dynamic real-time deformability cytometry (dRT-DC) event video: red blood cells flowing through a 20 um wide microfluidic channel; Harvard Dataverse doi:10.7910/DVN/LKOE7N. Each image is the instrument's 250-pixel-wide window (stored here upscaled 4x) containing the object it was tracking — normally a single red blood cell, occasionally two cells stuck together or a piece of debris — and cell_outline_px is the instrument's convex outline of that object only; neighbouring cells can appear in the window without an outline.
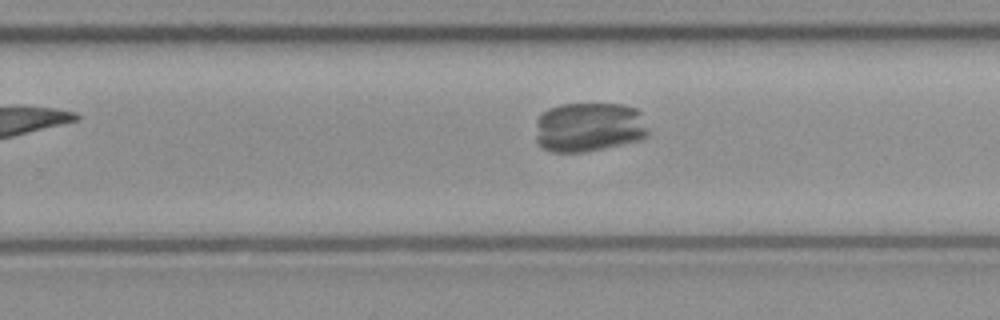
{"species": "common noctule bat (a hibernating species)", "species_latin": "Nyctalus noctula", "temperature_condition": "cold", "stored_images_in_passage": 50, "segment_of_instrument_passage": [2, 2], "camera_frame_rate_fps": 3000, "um_per_image_px": 0.085, "animal": {"sex": "female", "body_mass_g": 21.9}, "frame": {"image": 1, "passage_image": 31, "time_ms": 10.0, "image_size_px": [1000, 320], "cell_outline_px": [[648, 136], [640, 140], [604, 148], [584, 152], [552, 152], [540, 148], [536, 144], [536, 120], [548, 108], [560, 104], [624, 104], [636, 108], [640, 112], [648, 132]], "centroid_in_image_um": [50.03, 10.81], "position_along_channel_um": 279.8, "area_um2": 32.89}}